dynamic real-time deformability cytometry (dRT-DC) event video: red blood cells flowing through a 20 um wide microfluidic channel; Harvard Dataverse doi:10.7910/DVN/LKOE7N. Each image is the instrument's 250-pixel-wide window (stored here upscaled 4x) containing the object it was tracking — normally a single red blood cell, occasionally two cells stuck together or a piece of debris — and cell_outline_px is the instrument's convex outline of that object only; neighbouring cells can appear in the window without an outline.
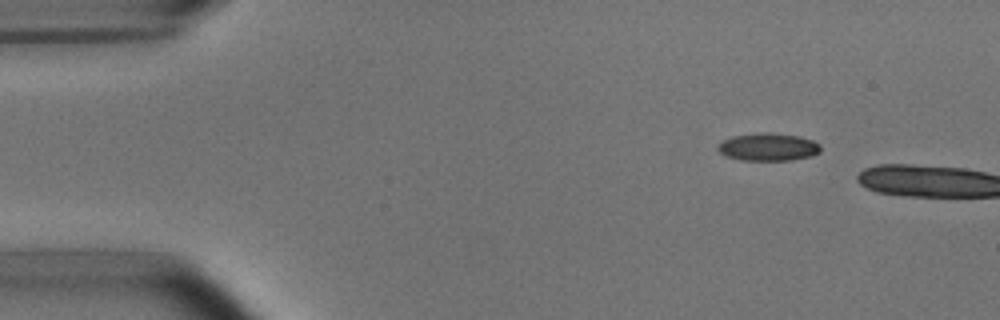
{"species": "common noctule bat (a hibernating species)", "species_latin": "Nyctalus noctula", "temperature_condition": "room temperature", "stored_images_in_passage": 3, "camera_frame_rate_fps": 3000, "um_per_image_px": 0.085, "animal": {"sex": "male", "body_mass_g": 15.6}, "frame": {"image": 1, "passage_image": 2, "time_ms": 1.333, "image_size_px": [1000, 320], "cell_outline_px": [[820, 152], [812, 156], [792, 160], [740, 160], [724, 156], [716, 148], [716, 144], [732, 136], [760, 132], [772, 132], [800, 136], [812, 140], [820, 144]], "centroid_in_image_um": [65.28, 12.49], "position_along_channel_um": 19.7, "area_um2": 16.88}}